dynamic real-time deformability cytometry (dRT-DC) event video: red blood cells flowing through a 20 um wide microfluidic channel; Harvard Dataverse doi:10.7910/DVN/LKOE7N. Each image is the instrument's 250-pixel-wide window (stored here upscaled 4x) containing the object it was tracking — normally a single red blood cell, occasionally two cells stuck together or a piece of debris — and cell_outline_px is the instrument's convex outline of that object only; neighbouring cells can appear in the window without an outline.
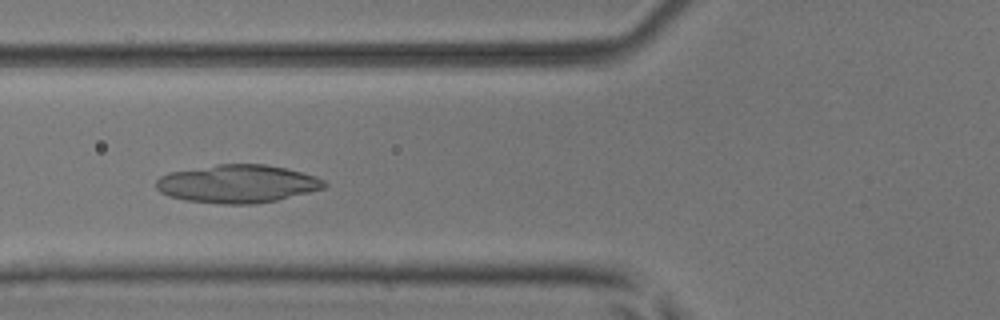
{"species": "common noctule bat (a hibernating species)", "species_latin": "Nyctalus noctula", "temperature_condition": "room temperature", "stored_images_in_passage": 39, "camera_frame_rate_fps": 3000, "um_per_image_px": 0.085, "animal": {"sex": "male", "body_mass_g": 17.9, "forearm_length_mm": 54.2}, "frame": {"image": 1, "passage_image": 8, "time_ms": 2.333, "image_size_px": [1000, 320], "cell_outline_px": [[328, 184], [324, 188], [276, 200], [256, 204], [220, 204], [184, 200], [168, 196], [160, 192], [156, 188], [156, 180], [160, 176], [168, 172], [220, 164], [264, 164], [284, 168], [316, 176], [324, 180]], "centroid_in_image_um": [20.15, 15.63], "position_along_channel_um": 105.7, "area_um2": 37.28}}
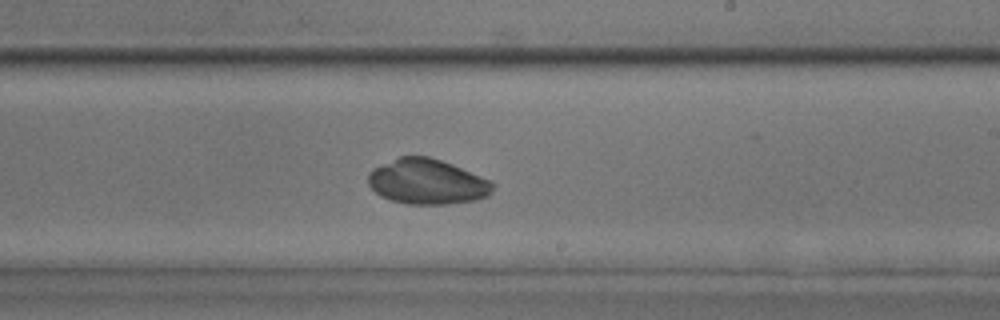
{"frame": {"image": 2, "passage_image": 19, "time_ms": 6.0, "image_size_px": [1000, 320], "cell_outline_px": [[496, 184], [492, 192], [488, 196], [476, 200], [444, 204], [408, 204], [392, 200], [380, 196], [368, 184], [368, 172], [372, 168], [380, 164], [400, 156], [428, 156], [452, 164], [492, 180]], "centroid_in_image_um": [36.32, 15.44], "position_along_channel_um": 252.7, "area_um2": 33.06}}
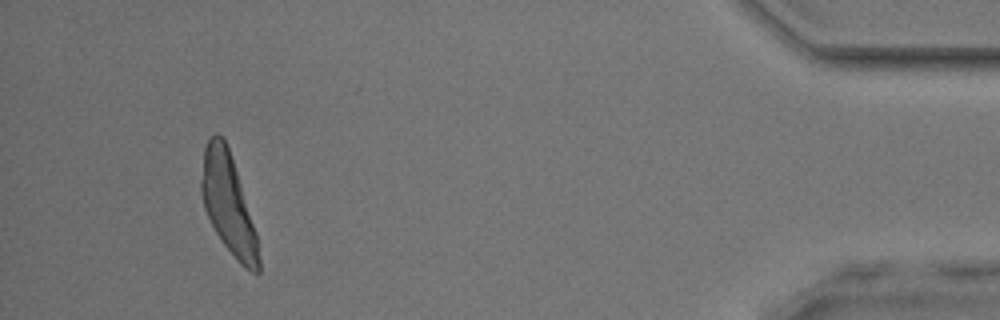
{"frame": {"image": 3, "passage_image": 36, "time_ms": 11.667, "image_size_px": [1000, 320], "cell_outline_px": [[260, 272], [252, 272], [244, 268], [240, 264], [220, 240], [204, 208], [200, 188], [200, 180], [204, 148], [208, 140], [216, 132], [224, 140], [228, 148], [256, 232], [260, 260]], "centroid_in_image_um": [19.38, 17.37], "position_along_channel_um": 415.8, "area_um2": 32.71}}